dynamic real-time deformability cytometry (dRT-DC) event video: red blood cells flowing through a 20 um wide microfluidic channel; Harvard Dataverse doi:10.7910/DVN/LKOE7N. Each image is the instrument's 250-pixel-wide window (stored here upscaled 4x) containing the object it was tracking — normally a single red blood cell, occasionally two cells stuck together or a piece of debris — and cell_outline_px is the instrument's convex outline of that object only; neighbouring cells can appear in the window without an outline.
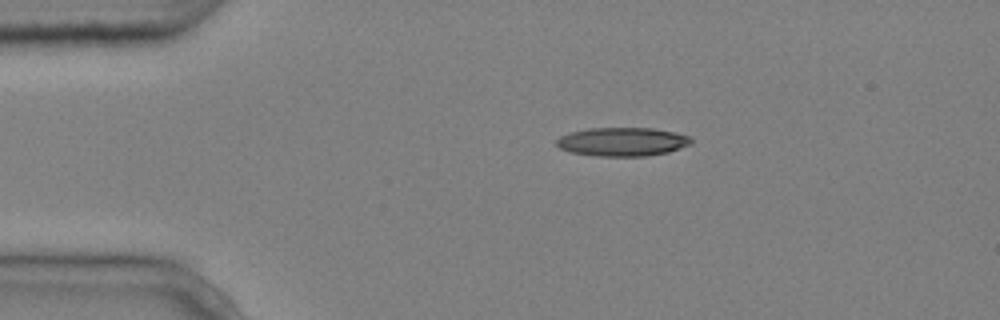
{"species": "common noctule bat (a hibernating species)", "species_latin": "Nyctalus noctula", "temperature_condition": "cold", "stored_images_in_passage": 2, "camera_frame_rate_fps": 3000, "um_per_image_px": 0.085, "animal": {"sex": "male", "body_mass_g": 20.4}, "frame": {"image": 1, "passage_image": 1, "time_ms": 0.0, "image_size_px": [1000, 320], "cell_outline_px": [[692, 144], [668, 152], [648, 156], [596, 156], [568, 152], [560, 148], [556, 144], [556, 140], [560, 136], [572, 132], [588, 128], [652, 128], [676, 132], [688, 136], [692, 140]], "centroid_in_image_um": [52.9, 12.05], "position_along_channel_um": 32.1, "area_um2": 22.6}}